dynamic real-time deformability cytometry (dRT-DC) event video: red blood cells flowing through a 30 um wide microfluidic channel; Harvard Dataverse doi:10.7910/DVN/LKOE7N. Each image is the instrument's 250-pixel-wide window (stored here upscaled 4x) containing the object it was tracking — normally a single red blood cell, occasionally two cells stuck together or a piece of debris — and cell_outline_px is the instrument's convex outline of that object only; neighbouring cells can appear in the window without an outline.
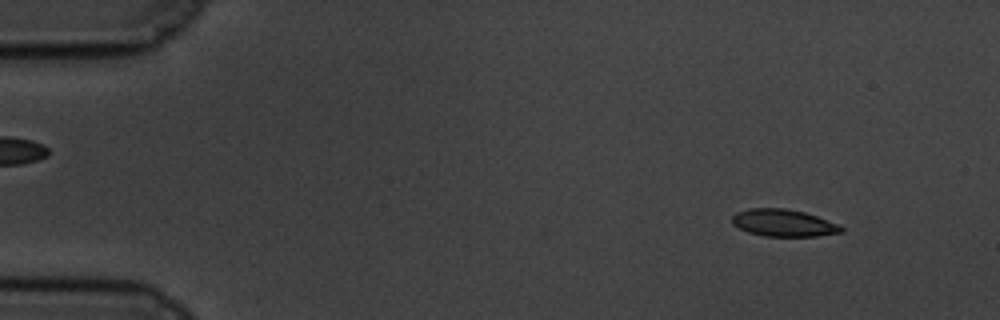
{"species": "common noctule bat (a hibernating species)", "species_latin": "Nyctalus noctula", "temperature_condition": "cold", "stored_images_in_passage": 59, "camera_frame_rate_fps": 3000, "um_per_image_px": 0.085, "animal": {"sex": "male", "body_mass_g": 19.5, "forearm_length_mm": 54.6}, "frame": {"image": 1, "passage_image": 6, "time_ms": 1.667, "image_size_px": [1000, 320], "cell_outline_px": [[844, 232], [816, 236], [764, 236], [748, 232], [732, 224], [732, 216], [736, 212], [748, 208], [784, 208], [804, 212], [840, 224], [844, 228]], "centroid_in_image_um": [66.61, 18.94], "position_along_channel_um": 18.4, "area_um2": 17.34}}
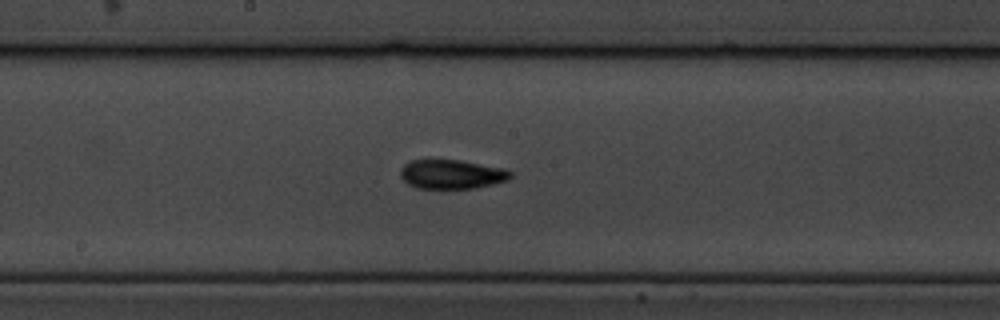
{"frame": {"image": 2, "passage_image": 31, "time_ms": 10.0, "image_size_px": [1000, 320], "cell_outline_px": [[512, 176], [508, 180], [476, 188], [416, 188], [408, 184], [400, 176], [400, 168], [408, 160], [460, 160], [504, 168], [512, 172]], "centroid_in_image_um": [38.38, 14.8], "position_along_channel_um": 209.8, "area_um2": 18.79}}
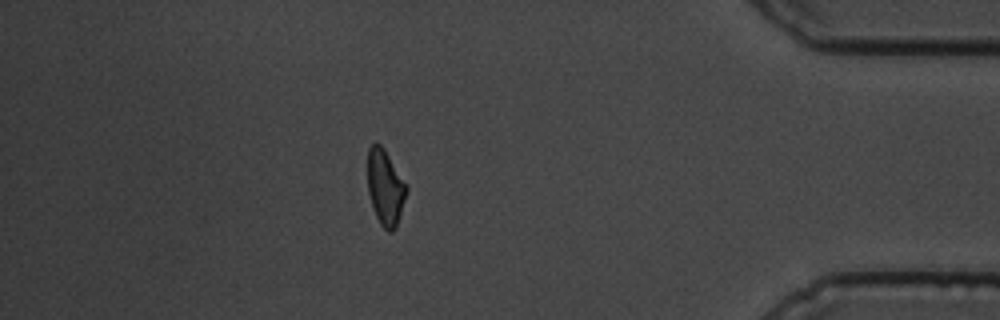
{"frame": {"image": 3, "passage_image": 51, "time_ms": 16.667, "image_size_px": [1000, 320], "cell_outline_px": [[408, 188], [396, 228], [392, 232], [388, 232], [380, 224], [372, 208], [368, 192], [368, 148], [372, 144], [380, 144], [384, 148], [408, 184]], "centroid_in_image_um": [32.76, 15.93], "position_along_channel_um": 402.4, "area_um2": 17.28}, "authors_computed_cell_mechanics": {"area_um2": 17.918, "velocity_mm_per_s": 3.4579, "shape_relaxation_time_tau1_ms": 4.0783, "shape_relaxation_time_tau2_ms": 3.8866, "deformation_change_tau1": 0.1342, "deformation_change_tau2": 0.0753}}